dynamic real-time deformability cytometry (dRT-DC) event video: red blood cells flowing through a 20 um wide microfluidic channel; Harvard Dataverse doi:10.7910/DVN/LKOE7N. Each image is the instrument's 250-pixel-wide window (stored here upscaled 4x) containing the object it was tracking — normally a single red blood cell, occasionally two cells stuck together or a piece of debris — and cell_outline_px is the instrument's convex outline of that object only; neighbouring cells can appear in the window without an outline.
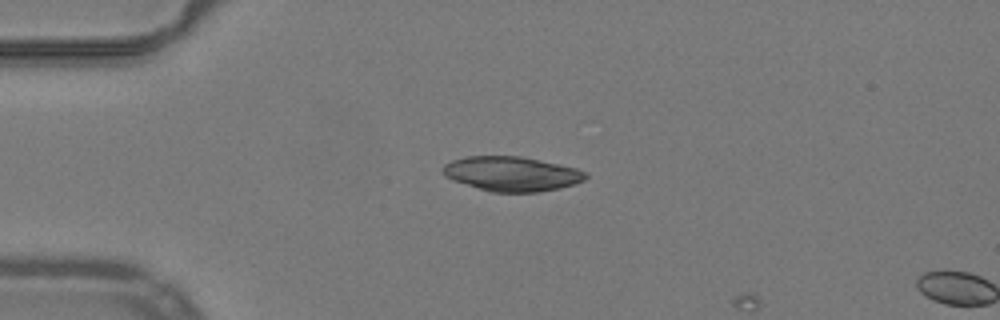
{"species": "common noctule bat (a hibernating species)", "species_latin": "Nyctalus noctula", "temperature_condition": "warm", "stored_images_in_passage": 2, "camera_frame_rate_fps": 3000, "um_per_image_px": 0.085, "animal": {"sex": "male", "body_mass_g": 19.2, "forearm_length_mm": 51.8}, "frame": {"image": 1, "passage_image": 1, "time_ms": 0.0, "image_size_px": [1000, 320], "cell_outline_px": [[588, 176], [584, 180], [576, 184], [560, 188], [540, 192], [492, 192], [452, 180], [444, 176], [440, 168], [444, 164], [452, 160], [464, 156], [520, 156], [560, 164], [576, 168], [588, 172]], "centroid_in_image_um": [43.49, 14.77], "position_along_channel_um": 41.5, "area_um2": 29.07}}